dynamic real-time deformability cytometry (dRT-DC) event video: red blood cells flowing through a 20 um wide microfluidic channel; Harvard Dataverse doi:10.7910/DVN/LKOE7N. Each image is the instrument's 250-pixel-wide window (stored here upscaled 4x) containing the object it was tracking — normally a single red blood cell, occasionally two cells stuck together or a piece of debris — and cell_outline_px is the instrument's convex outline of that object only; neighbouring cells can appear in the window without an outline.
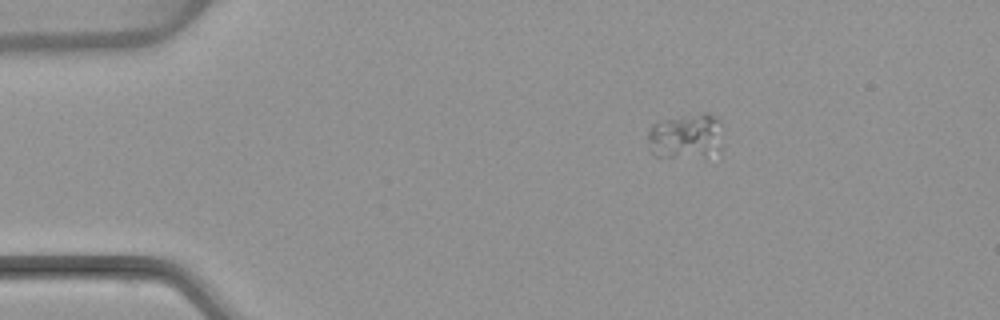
{"species": "common noctule bat (a hibernating species)", "species_latin": "Nyctalus noctula", "temperature_condition": "warm", "stored_images_in_passage": 45, "camera_frame_rate_fps": 3000, "um_per_image_px": 0.085, "animal": {"sex": "female", "body_mass_g": 22.7, "forearm_length_mm": 54.2}, "frame": {"image": 1, "passage_image": 1, "time_ms": 0.0, "image_size_px": [1000, 320], "cell_outline_px": [[720, 148], [704, 156], [656, 156], [652, 152], [648, 140], [648, 132], [652, 124], [680, 116], [704, 112], [708, 112], [716, 116], [720, 120]], "centroid_in_image_um": [58.3, 11.53], "position_along_channel_um": 26.7, "area_um2": 19.36}}
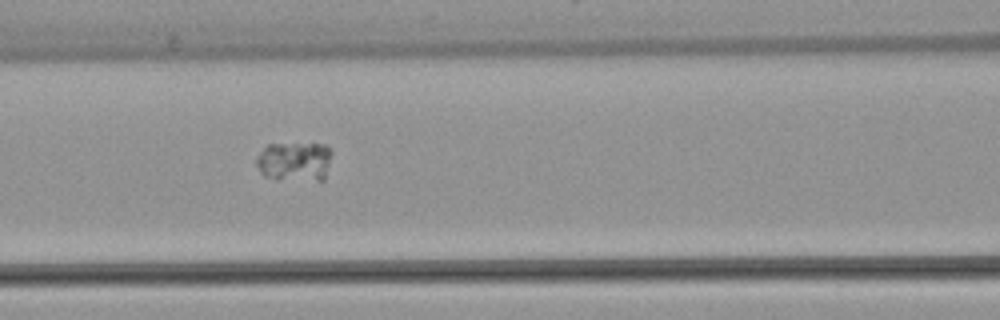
{"frame": {"image": 2, "passage_image": 15, "time_ms": 4.667, "image_size_px": [1000, 320], "cell_outline_px": [[332, 152], [324, 180], [276, 180], [264, 176], [260, 172], [256, 164], [256, 156], [268, 144], [324, 144]], "centroid_in_image_um": [25.01, 13.74], "position_along_channel_um": 141.6, "area_um2": 17.51}}
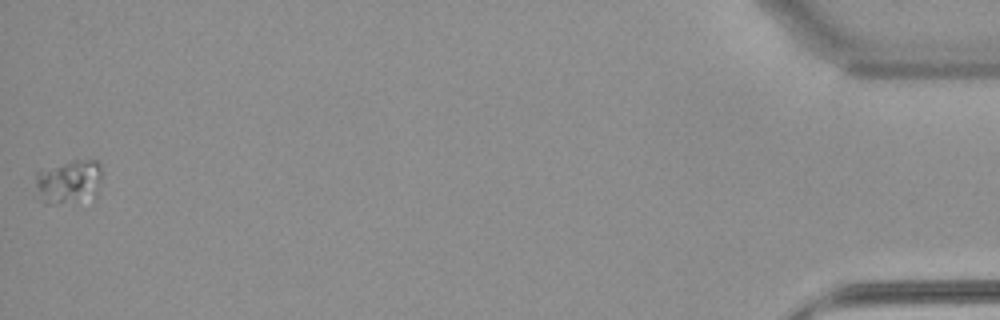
{"frame": {"image": 3, "passage_image": 45, "time_ms": 14.667, "image_size_px": [1000, 320], "cell_outline_px": [[100, 176], [96, 196], [56, 204], [44, 204], [40, 200], [36, 184], [36, 172], [72, 160], [100, 160]], "centroid_in_image_um": [5.83, 15.43], "position_along_channel_um": 429.4, "area_um2": 16.7}}